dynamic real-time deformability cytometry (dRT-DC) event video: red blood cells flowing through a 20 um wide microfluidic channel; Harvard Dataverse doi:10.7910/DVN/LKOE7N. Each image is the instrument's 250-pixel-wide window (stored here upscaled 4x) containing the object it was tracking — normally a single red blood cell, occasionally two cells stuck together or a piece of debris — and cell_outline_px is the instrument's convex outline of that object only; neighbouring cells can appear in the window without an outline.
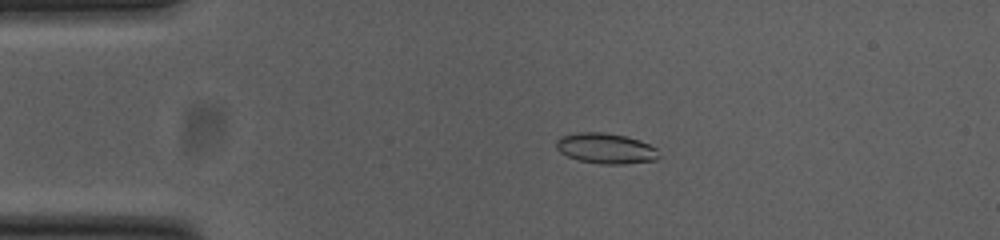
{"species": "common noctule bat (a hibernating species)", "species_latin": "Nyctalus noctula", "temperature_condition": "cold", "stored_images_in_passage": 53, "camera_frame_rate_fps": 3000, "um_per_image_px": 0.085, "animal": {"sex": "female", "body_mass_g": 23.0, "forearm_length_mm": 53.4}, "frame": {"image": 1, "passage_image": 11, "time_ms": 3.333, "image_size_px": [1000, 240], "cell_outline_px": [[660, 156], [656, 160], [624, 164], [600, 164], [580, 160], [568, 156], [560, 152], [556, 148], [556, 140], [560, 136], [580, 132], [600, 132], [624, 136], [640, 140], [656, 148]], "centroid_in_image_um": [51.49, 12.62], "position_along_channel_um": 33.5, "area_um2": 18.15}}
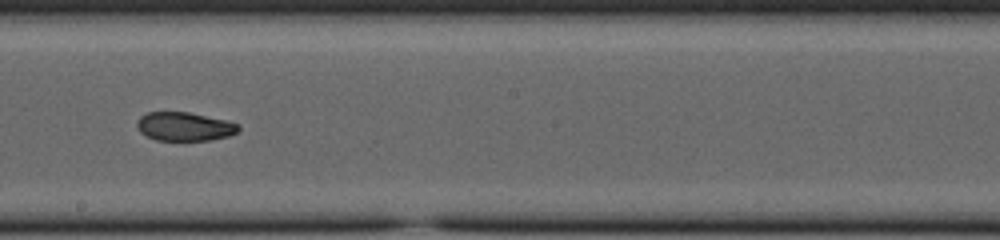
{"frame": {"image": 2, "passage_image": 30, "time_ms": 9.667, "image_size_px": [1000, 240], "cell_outline_px": [[240, 128], [236, 132], [228, 136], [208, 140], [156, 140], [140, 132], [136, 124], [136, 120], [140, 116], [148, 112], [188, 112], [228, 120], [240, 124]], "centroid_in_image_um": [15.68, 10.74], "position_along_channel_um": 232.5, "area_um2": 16.99}}
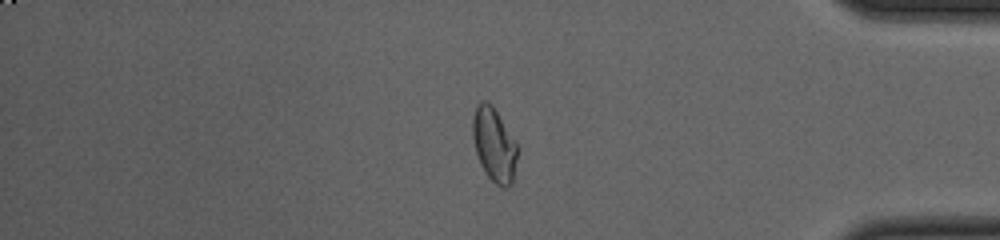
{"frame": {"image": 3, "passage_image": 45, "time_ms": 14.667, "image_size_px": [1000, 240], "cell_outline_px": [[516, 160], [512, 184], [508, 188], [504, 188], [496, 184], [488, 176], [480, 164], [476, 152], [472, 136], [472, 116], [476, 104], [484, 100], [492, 104], [516, 140]], "centroid_in_image_um": [41.98, 12.27], "position_along_channel_um": 393.2, "area_um2": 19.36}, "authors_computed_cell_mechanics": {"area_um2": 18.2648, "velocity_mm_per_s": 3.7947, "shape_relaxation_time_tau1_ms": null, "shape_relaxation_time_tau2_ms": 2.5183, "deformation_change_tau1": null, "deformation_change_tau2": 0.0652}}